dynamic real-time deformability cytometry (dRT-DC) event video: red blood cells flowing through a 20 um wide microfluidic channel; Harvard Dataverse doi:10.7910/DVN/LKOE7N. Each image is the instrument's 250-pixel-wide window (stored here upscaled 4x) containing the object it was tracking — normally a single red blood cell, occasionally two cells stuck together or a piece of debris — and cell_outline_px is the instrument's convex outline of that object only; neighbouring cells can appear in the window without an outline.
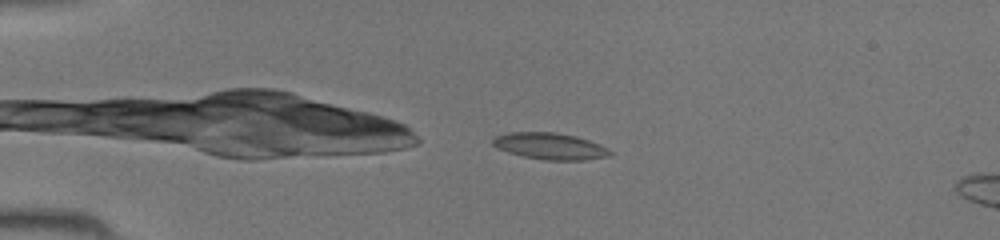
{"species": "common noctule bat (a hibernating species)", "species_latin": "Nyctalus noctula", "temperature_condition": "room temperature", "stored_images_in_passage": 36, "camera_frame_rate_fps": 3000, "um_per_image_px": 0.085, "animal": {"sex": "female", "body_mass_g": 19.5, "forearm_length_mm": 54.1}, "frame": {"image": 1, "passage_image": 2, "time_ms": 0.333, "image_size_px": [1000, 240], "cell_outline_px": [[612, 152], [608, 156], [584, 160], [544, 160], [524, 156], [508, 152], [496, 148], [492, 144], [492, 140], [496, 136], [508, 132], [556, 132], [576, 136], [600, 144], [608, 148]], "centroid_in_image_um": [46.74, 12.42], "position_along_channel_um": 38.3, "area_um2": 18.15}}
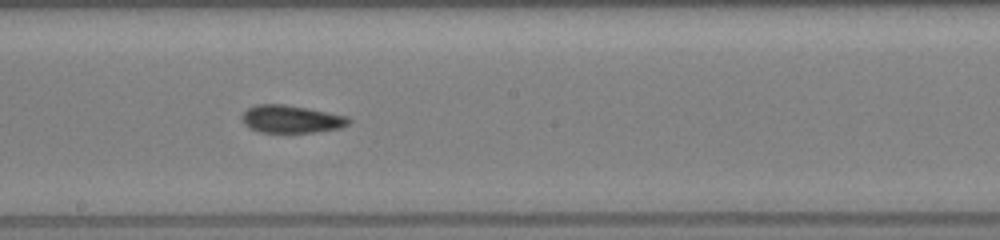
{"frame": {"image": 2, "passage_image": 17, "time_ms": 5.333, "image_size_px": [1000, 240], "cell_outline_px": [[352, 120], [348, 124], [340, 128], [312, 132], [260, 132], [244, 124], [244, 112], [248, 108], [256, 104], [284, 104], [308, 108], [348, 116]], "centroid_in_image_um": [24.8, 10.11], "position_along_channel_um": 223.4, "area_um2": 16.99}}
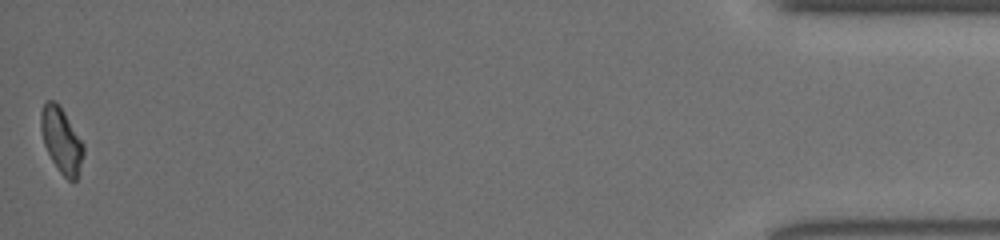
{"frame": {"image": 3, "passage_image": 36, "time_ms": 11.667, "image_size_px": [1000, 240], "cell_outline_px": [[84, 152], [76, 180], [68, 180], [60, 172], [52, 160], [44, 144], [40, 128], [40, 112], [44, 104], [48, 100], [56, 100], [60, 104], [84, 144]], "centroid_in_image_um": [5.21, 11.87], "position_along_channel_um": 430.0, "area_um2": 16.18}}